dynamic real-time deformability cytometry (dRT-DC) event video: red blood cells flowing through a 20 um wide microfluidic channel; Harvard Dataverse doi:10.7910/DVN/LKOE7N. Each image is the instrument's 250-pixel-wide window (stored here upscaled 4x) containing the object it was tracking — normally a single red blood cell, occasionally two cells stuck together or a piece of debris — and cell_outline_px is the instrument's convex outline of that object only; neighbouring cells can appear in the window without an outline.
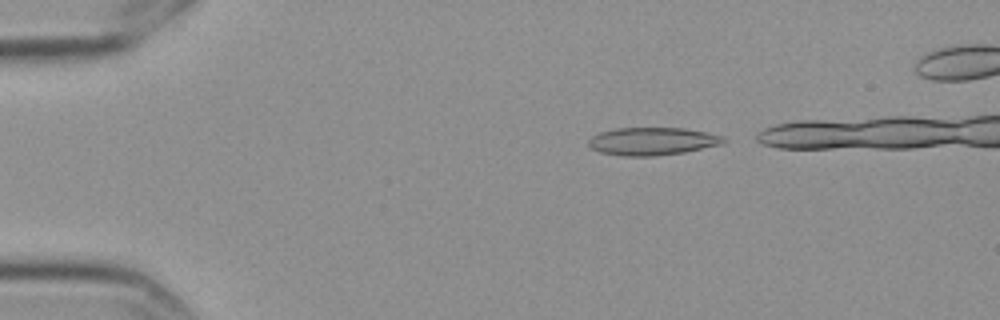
{"species": "Egyptian fruit bat (a non-hibernating species)", "species_latin": "Rousettus aegyptiacus", "temperature_condition": "cold", "stored_images_in_passage": 4, "camera_frame_rate_fps": 3000, "um_per_image_px": 0.085, "frame": {"image": 1, "passage_image": 1, "time_ms": 0.0, "image_size_px": [1000, 320], "cell_outline_px": [[728, 140], [724, 144], [684, 152], [656, 156], [620, 156], [600, 152], [592, 148], [588, 144], [588, 140], [592, 136], [600, 132], [616, 128], [684, 128], [708, 132], [724, 136]], "centroid_in_image_um": [55.49, 12.01], "position_along_channel_um": 29.5, "area_um2": 22.08}}